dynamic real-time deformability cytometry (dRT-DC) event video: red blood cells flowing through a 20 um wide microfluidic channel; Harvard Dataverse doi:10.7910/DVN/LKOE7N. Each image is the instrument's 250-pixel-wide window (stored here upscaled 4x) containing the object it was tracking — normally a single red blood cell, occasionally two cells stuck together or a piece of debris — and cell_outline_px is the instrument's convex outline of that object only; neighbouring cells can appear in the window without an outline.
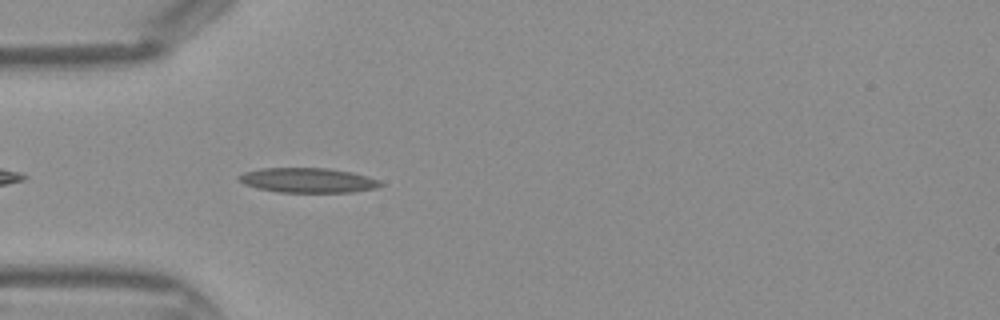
{"species": "Egyptian fruit bat (a non-hibernating species)", "species_latin": "Rousettus aegyptiacus", "temperature_condition": "warm", "stored_images_in_passage": 33, "camera_frame_rate_fps": 3000, "um_per_image_px": 0.085, "frame": {"image": 1, "passage_image": 3, "time_ms": 0.667, "image_size_px": [1000, 320], "cell_outline_px": [[384, 184], [376, 188], [352, 192], [280, 192], [256, 188], [244, 184], [236, 176], [244, 172], [260, 168], [324, 168], [352, 172], [368, 176], [380, 180]], "centroid_in_image_um": [26.17, 15.32], "position_along_channel_um": 58.8, "area_um2": 20.46}}
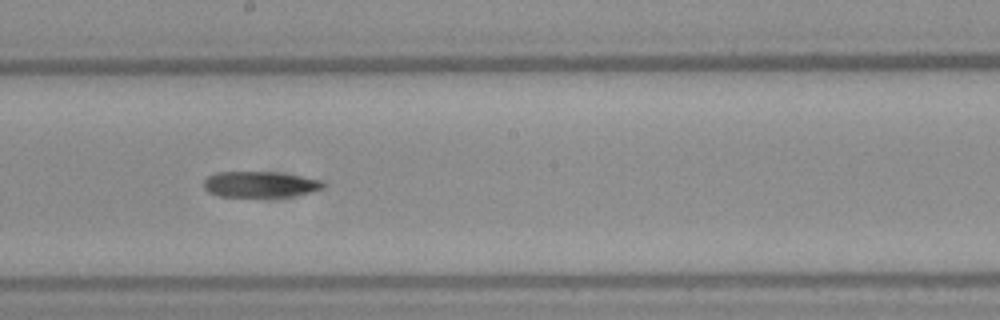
{"frame": {"image": 2, "passage_image": 14, "time_ms": 4.333, "image_size_px": [1000, 320], "cell_outline_px": [[324, 188], [312, 192], [288, 196], [220, 196], [208, 192], [204, 188], [204, 180], [208, 176], [216, 172], [272, 172], [300, 176], [324, 180]], "centroid_in_image_um": [22.11, 15.66], "position_along_channel_um": 226.1, "area_um2": 17.86}}
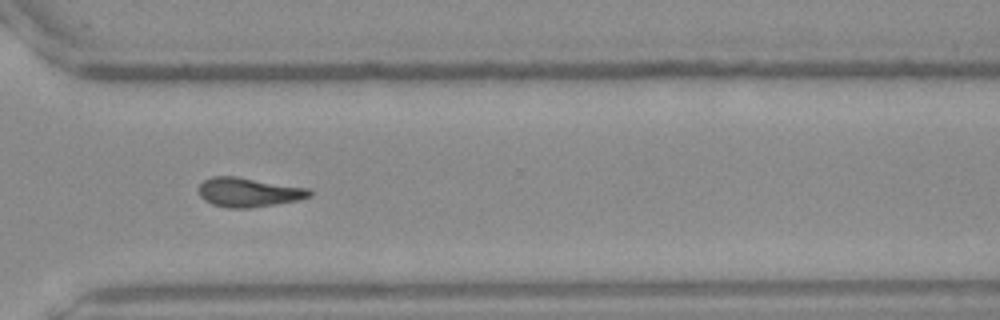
{"frame": {"image": 3, "passage_image": 22, "time_ms": 7.0, "image_size_px": [1000, 320], "cell_outline_px": [[312, 196], [300, 200], [248, 208], [228, 208], [212, 204], [204, 200], [200, 196], [200, 184], [204, 180], [212, 176], [236, 176], [308, 188], [312, 192]], "centroid_in_image_um": [21.14, 16.34], "position_along_channel_um": 349.5, "area_um2": 18.84}}